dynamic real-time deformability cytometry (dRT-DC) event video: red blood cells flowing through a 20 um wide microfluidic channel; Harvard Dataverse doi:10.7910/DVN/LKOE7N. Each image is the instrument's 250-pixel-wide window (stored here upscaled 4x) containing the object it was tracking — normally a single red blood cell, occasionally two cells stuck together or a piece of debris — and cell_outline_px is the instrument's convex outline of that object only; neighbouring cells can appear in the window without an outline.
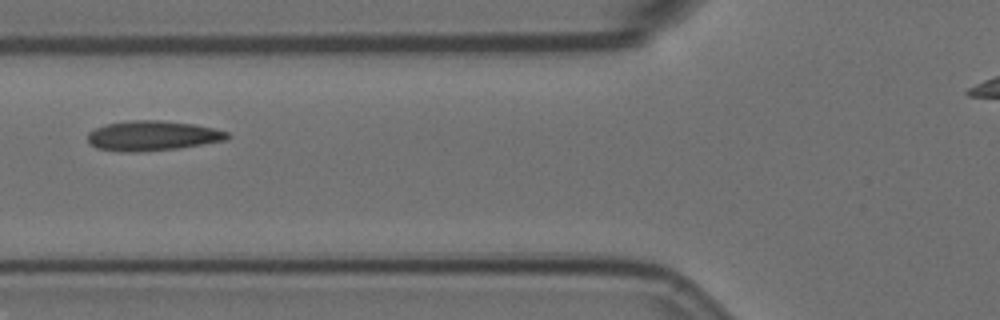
{"species": "Egyptian fruit bat (a non-hibernating species)", "species_latin": "Rousettus aegyptiacus", "temperature_condition": "room temperature", "stored_images_in_passage": 11, "camera_frame_rate_fps": 3000, "um_per_image_px": 0.085, "animal": {"sex": "female"}, "frame": {"image": 1, "passage_image": 3, "time_ms": 0.667, "image_size_px": [1000, 320], "cell_outline_px": [[232, 136], [228, 140], [180, 148], [136, 152], [124, 152], [96, 148], [88, 144], [88, 132], [104, 124], [128, 120], [160, 120], [192, 124], [212, 128], [228, 132]], "centroid_in_image_um": [12.95, 11.54], "position_along_channel_um": 112.8, "area_um2": 24.57}}
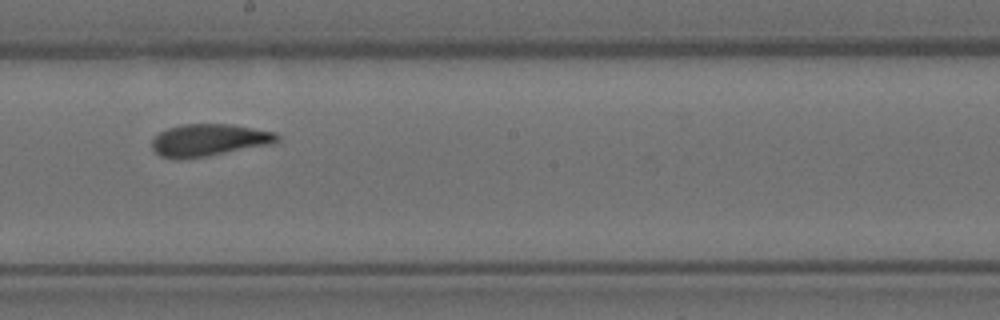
{"frame": {"image": 2, "passage_image": 6, "time_ms": 1.667, "image_size_px": [1000, 320], "cell_outline_px": [[280, 140], [268, 144], [204, 156], [160, 156], [152, 148], [152, 140], [160, 132], [168, 128], [180, 124], [232, 124], [276, 132], [280, 136]], "centroid_in_image_um": [17.8, 11.85], "position_along_channel_um": 230.4, "area_um2": 22.6}}
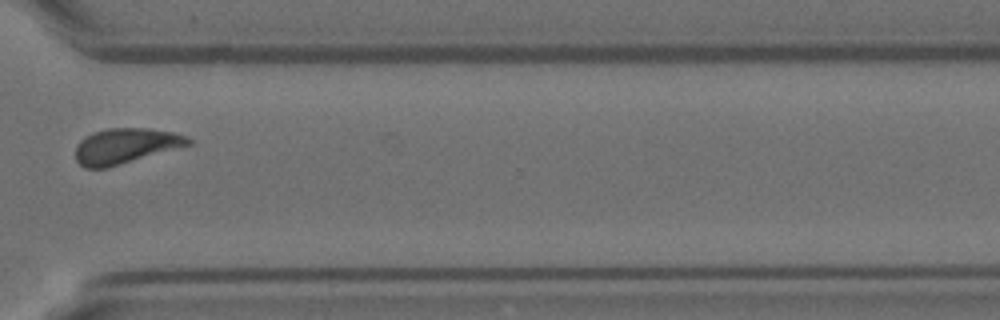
{"frame": {"image": 3, "passage_image": 9, "time_ms": 2.667, "image_size_px": [1000, 320], "cell_outline_px": [[192, 144], [104, 168], [84, 168], [76, 160], [76, 144], [84, 136], [92, 132], [108, 128], [148, 128], [172, 132], [188, 136], [192, 140]], "centroid_in_image_um": [10.64, 12.38], "position_along_channel_um": 360.0, "area_um2": 23.06}}